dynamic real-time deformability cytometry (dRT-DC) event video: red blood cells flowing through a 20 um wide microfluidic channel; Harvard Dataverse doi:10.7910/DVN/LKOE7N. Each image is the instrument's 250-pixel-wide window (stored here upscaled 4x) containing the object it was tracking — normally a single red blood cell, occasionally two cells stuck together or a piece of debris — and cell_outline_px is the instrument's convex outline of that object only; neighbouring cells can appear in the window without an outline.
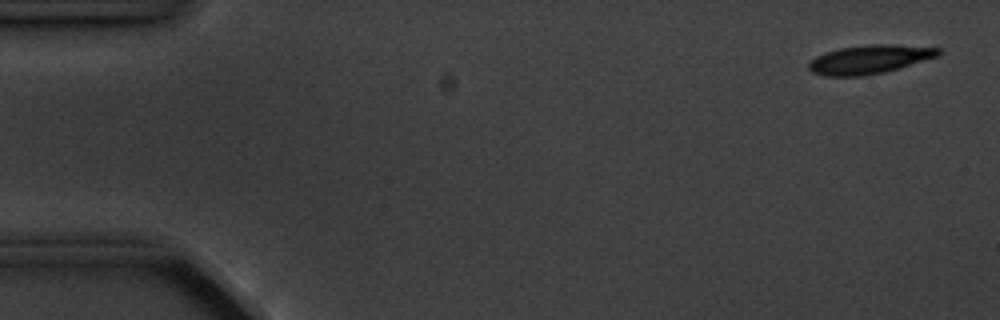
{"species": "common noctule bat (a hibernating species)", "species_latin": "Nyctalus noctula", "temperature_condition": "cold", "stored_images_in_passage": 4, "camera_frame_rate_fps": 3000, "um_per_image_px": 0.085, "animal": {"sex": "male", "body_mass_g": 20.1, "forearm_length_mm": 53.5}, "frame": {"image": 1, "passage_image": 1, "time_ms": 0.0, "image_size_px": [1000, 320], "cell_outline_px": [[940, 56], [900, 68], [884, 72], [864, 76], [824, 76], [812, 72], [808, 68], [808, 64], [816, 56], [840, 48], [868, 44], [892, 44], [940, 48]], "centroid_in_image_um": [73.93, 5.05], "position_along_channel_um": 11.1, "area_um2": 21.73}}